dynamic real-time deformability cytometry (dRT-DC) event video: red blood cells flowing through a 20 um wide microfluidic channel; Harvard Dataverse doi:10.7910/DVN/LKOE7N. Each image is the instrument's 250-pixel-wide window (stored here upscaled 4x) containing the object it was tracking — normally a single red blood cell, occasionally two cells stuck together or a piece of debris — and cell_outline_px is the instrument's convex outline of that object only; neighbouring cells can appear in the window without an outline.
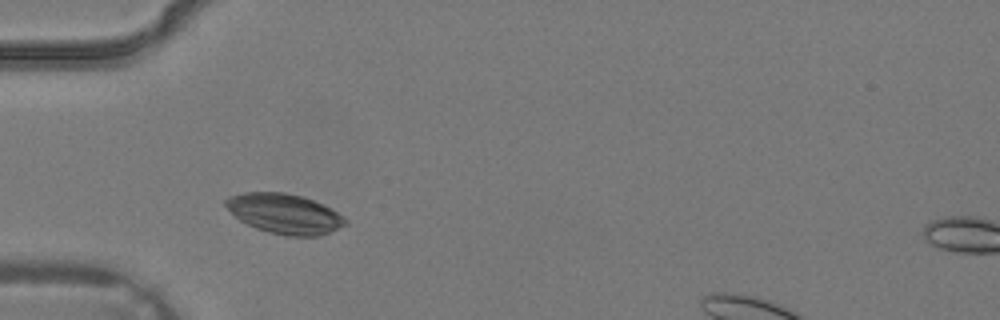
{"species": "common noctule bat (a hibernating species)", "species_latin": "Nyctalus noctula", "temperature_condition": "warm", "stored_images_in_passage": 2, "camera_frame_rate_fps": 3000, "um_per_image_px": 0.085, "animal": {"sex": "male", "body_mass_g": 19.2, "forearm_length_mm": 51.8}, "frame": {"image": 1, "passage_image": 2, "time_ms": 0.333, "image_size_px": [1000, 320], "cell_outline_px": [[348, 224], [332, 232], [320, 236], [288, 236], [268, 232], [256, 228], [240, 220], [224, 204], [224, 200], [228, 196], [244, 192], [284, 192], [304, 196], [324, 204], [344, 216], [348, 220]], "centroid_in_image_um": [24.24, 18.16], "position_along_channel_um": 60.8, "area_um2": 28.15}}